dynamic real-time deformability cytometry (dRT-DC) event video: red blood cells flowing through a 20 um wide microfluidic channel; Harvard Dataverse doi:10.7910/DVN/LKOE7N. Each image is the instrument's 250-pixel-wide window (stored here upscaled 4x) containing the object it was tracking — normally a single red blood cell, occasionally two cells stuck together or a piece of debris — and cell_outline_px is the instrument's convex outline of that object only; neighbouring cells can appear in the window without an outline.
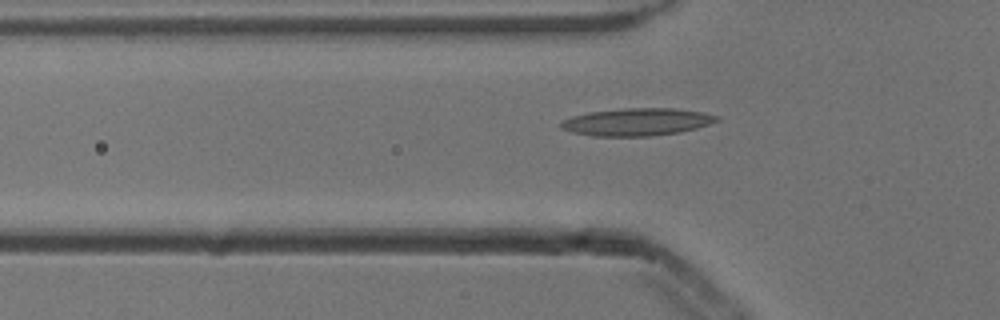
{"species": "common noctule bat (a hibernating species)", "species_latin": "Nyctalus noctula", "temperature_condition": "cold", "stored_images_in_passage": 51, "camera_frame_rate_fps": 3000, "um_per_image_px": 0.085, "animal": {"sex": "male", "body_mass_g": 13.3}, "frame": {"image": 1, "passage_image": 17, "time_ms": 5.333, "image_size_px": [1000, 320], "cell_outline_px": [[720, 120], [696, 128], [680, 132], [648, 136], [592, 136], [572, 132], [560, 128], [560, 124], [564, 120], [572, 116], [592, 112], [620, 108], [672, 108], [704, 112], [720, 116]], "centroid_in_image_um": [54.16, 10.36], "position_along_channel_um": 71.6, "area_um2": 24.91}}
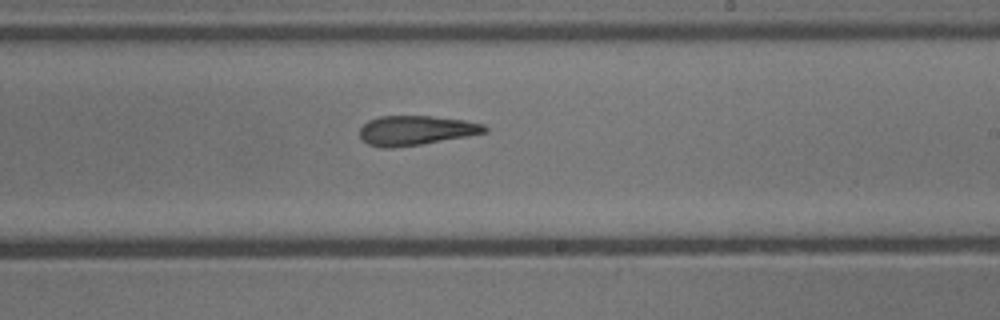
{"frame": {"image": 2, "passage_image": 31, "time_ms": 10.0, "image_size_px": [1000, 320], "cell_outline_px": [[488, 132], [420, 144], [388, 148], [384, 148], [368, 144], [360, 136], [360, 128], [368, 120], [380, 116], [432, 116], [464, 120], [484, 124], [488, 128]], "centroid_in_image_um": [35.35, 11.07], "position_along_channel_um": 253.7, "area_um2": 21.27}}
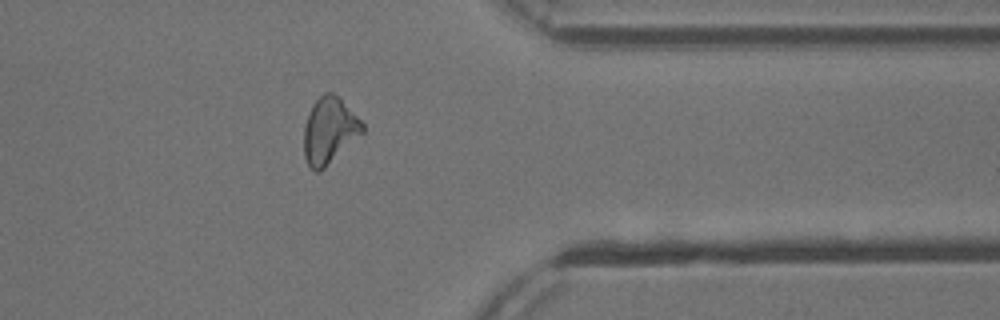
{"frame": {"image": 3, "passage_image": 42, "time_ms": 13.667, "image_size_px": [1000, 320], "cell_outline_px": [[364, 132], [320, 172], [316, 172], [308, 164], [304, 156], [304, 128], [308, 112], [312, 104], [324, 92], [332, 92], [340, 96], [364, 124]], "centroid_in_image_um": [28.0, 11.07], "position_along_channel_um": 383.4, "area_um2": 22.72}, "authors_computed_cell_mechanics": {"area_um2": 22.1952, "velocity_mm_per_s": 3.8672, "shape_relaxation_time_tau1_ms": null, "shape_relaxation_time_tau2_ms": 5.4246, "deformation_change_tau1": null, "deformation_change_tau2": 0.1859}}